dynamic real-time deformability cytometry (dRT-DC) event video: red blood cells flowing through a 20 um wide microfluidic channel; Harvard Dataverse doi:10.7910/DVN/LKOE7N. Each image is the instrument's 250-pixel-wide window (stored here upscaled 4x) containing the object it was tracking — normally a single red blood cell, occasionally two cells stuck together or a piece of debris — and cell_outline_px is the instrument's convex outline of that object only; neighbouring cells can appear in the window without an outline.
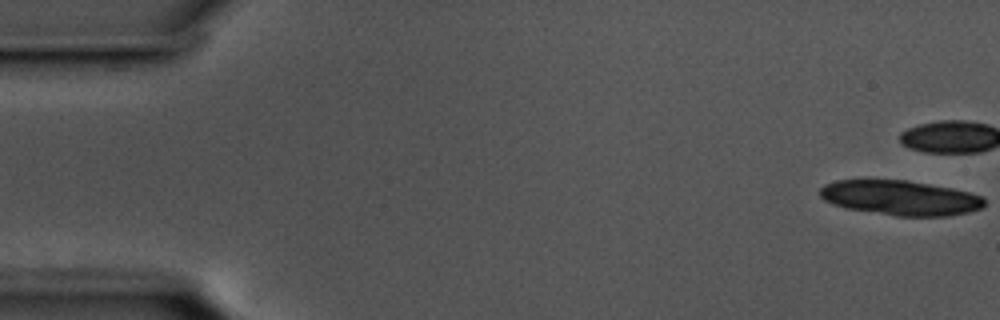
{"species": "common noctule bat (a hibernating species)", "species_latin": "Nyctalus noctula", "temperature_condition": "cold", "stored_images_in_passage": 19, "camera_frame_rate_fps": 3000, "um_per_image_px": 0.085, "animal": {"sex": "male", "body_mass_g": 17.5, "forearm_length_mm": 52.3}, "frame": {"image": 1, "passage_image": 1, "time_ms": 0.0, "image_size_px": [1000, 320], "cell_outline_px": [[984, 208], [968, 212], [948, 216], [896, 216], [844, 208], [832, 204], [824, 200], [820, 196], [820, 188], [824, 184], [836, 180], [864, 176], [908, 180], [952, 188], [972, 192], [984, 196]], "centroid_in_image_um": [76.47, 16.77], "position_along_channel_um": 8.5, "area_um2": 34.74}}